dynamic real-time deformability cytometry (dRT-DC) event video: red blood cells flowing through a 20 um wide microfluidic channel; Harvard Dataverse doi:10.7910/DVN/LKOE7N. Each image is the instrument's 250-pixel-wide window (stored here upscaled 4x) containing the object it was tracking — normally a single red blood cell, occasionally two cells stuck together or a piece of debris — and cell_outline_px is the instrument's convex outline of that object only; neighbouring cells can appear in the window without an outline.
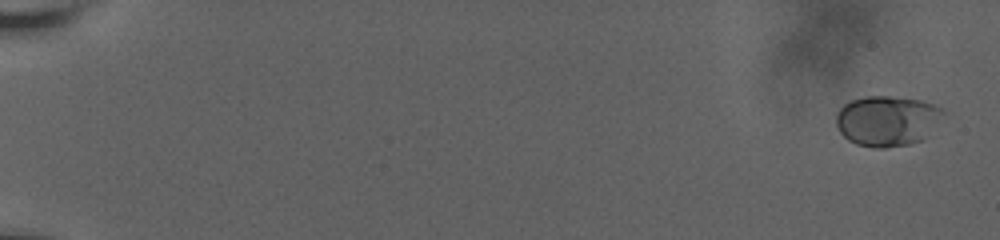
{"species": "human", "species_latin": "Homo sapiens", "temperature_condition": "room temperature", "stored_images_in_passage": 17, "camera_frame_rate_fps": 3000, "um_per_image_px": 0.085, "donor": {"sex": "male"}, "frame": {"image": 1, "passage_image": 1, "time_ms": 0.0, "image_size_px": [1000, 240], "cell_outline_px": [[948, 112], [920, 140], [908, 144], [884, 148], [872, 148], [856, 144], [848, 140], [840, 132], [836, 124], [836, 112], [844, 104], [852, 100], [868, 96], [888, 96], [920, 100], [944, 108]], "centroid_in_image_um": [75.39, 10.26], "position_along_channel_um": 9.6, "area_um2": 31.39}}
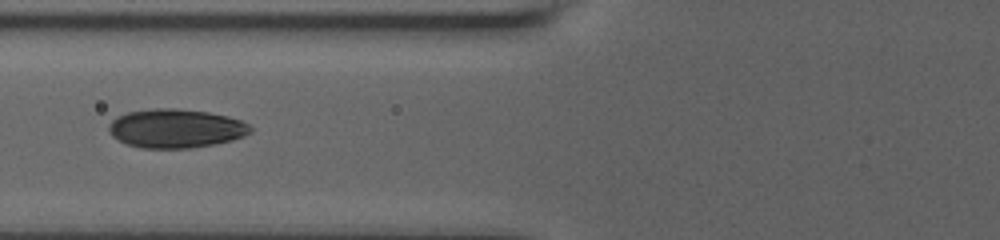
{"frame": {"image": 2, "passage_image": 15, "time_ms": 8.667, "image_size_px": [1000, 240], "cell_outline_px": [[252, 132], [244, 136], [232, 140], [212, 144], [188, 148], [140, 148], [128, 144], [112, 136], [108, 132], [108, 124], [116, 116], [128, 112], [156, 108], [176, 108], [208, 112], [228, 116], [240, 120], [248, 124], [252, 128]], "centroid_in_image_um": [14.93, 10.91], "position_along_channel_um": 110.9, "area_um2": 32.08}}
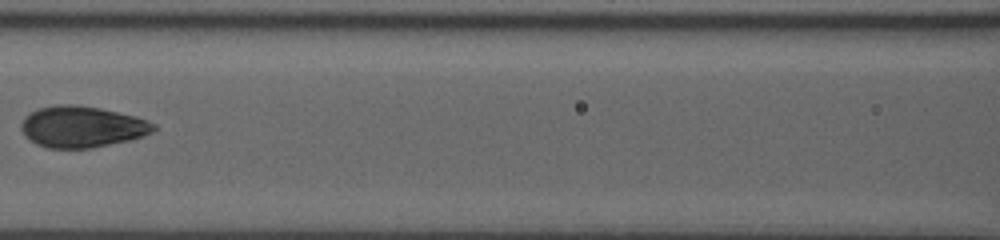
{"frame": {"image": 3, "passage_image": 17, "time_ms": 10.0, "image_size_px": [1000, 240], "cell_outline_px": [[156, 128], [152, 132], [144, 136], [132, 140], [92, 148], [48, 148], [36, 144], [24, 136], [20, 128], [20, 124], [24, 116], [36, 108], [56, 104], [76, 104], [100, 108], [136, 116], [148, 120], [156, 124]], "centroid_in_image_um": [6.95, 10.77], "position_along_channel_um": 159.6, "area_um2": 32.43}}